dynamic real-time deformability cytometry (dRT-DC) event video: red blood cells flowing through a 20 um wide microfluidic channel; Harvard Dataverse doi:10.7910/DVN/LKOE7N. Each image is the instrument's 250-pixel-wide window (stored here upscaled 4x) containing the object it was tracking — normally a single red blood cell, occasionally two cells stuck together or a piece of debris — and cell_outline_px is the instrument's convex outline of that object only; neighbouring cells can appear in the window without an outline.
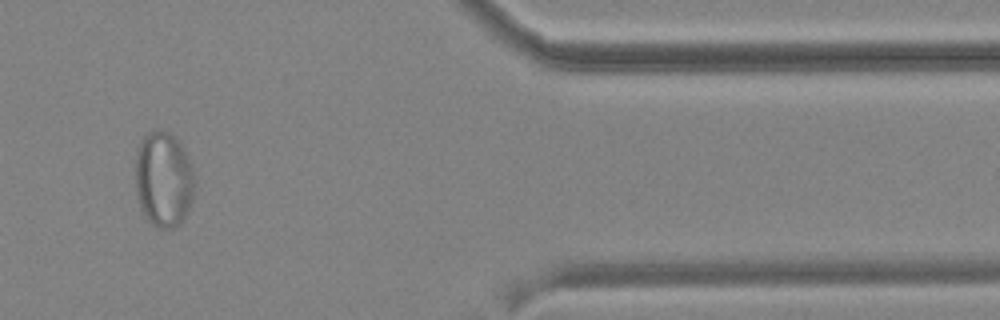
{"species": "common noctule bat (a hibernating species)", "species_latin": "Nyctalus noctula", "temperature_condition": "cold", "stored_images_in_passage": 16, "camera_frame_rate_fps": 3000, "um_per_image_px": 0.085, "animal": {"sex": "male", "body_mass_g": 19.2, "forearm_length_mm": 51.8}, "frame": {"image": 1, "passage_image": 14, "time_ms": 15.333, "image_size_px": [1000, 320], "cell_outline_px": [[192, 200], [180, 224], [172, 228], [160, 228], [152, 224], [148, 220], [140, 208], [136, 196], [136, 152], [140, 140], [152, 128], [160, 128], [168, 132], [180, 144], [188, 156], [192, 168]], "centroid_in_image_um": [13.86, 15.22], "position_along_channel_um": 397.5, "area_um2": 32.83}}